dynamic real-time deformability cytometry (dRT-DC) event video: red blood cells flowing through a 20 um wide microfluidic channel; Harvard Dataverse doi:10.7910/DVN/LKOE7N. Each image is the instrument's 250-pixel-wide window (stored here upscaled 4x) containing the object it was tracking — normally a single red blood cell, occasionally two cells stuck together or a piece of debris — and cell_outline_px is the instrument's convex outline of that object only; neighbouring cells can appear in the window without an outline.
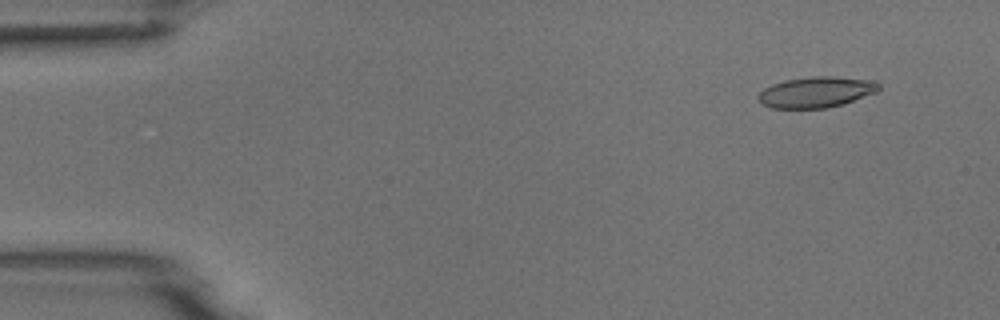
{"species": "common noctule bat (a hibernating species)", "species_latin": "Nyctalus noctula", "temperature_condition": "room temperature", "stored_images_in_passage": 53, "camera_frame_rate_fps": 3000, "um_per_image_px": 0.085, "animal": {"sex": "male", "body_mass_g": 18.8}, "frame": {"image": 1, "passage_image": 5, "time_ms": 1.333, "image_size_px": [1000, 320], "cell_outline_px": [[880, 88], [876, 92], [844, 104], [824, 108], [772, 108], [760, 104], [756, 96], [764, 88], [772, 84], [784, 80], [812, 76], [832, 76], [876, 80], [880, 84]], "centroid_in_image_um": [69.37, 7.82], "position_along_channel_um": 15.6, "area_um2": 21.91}}
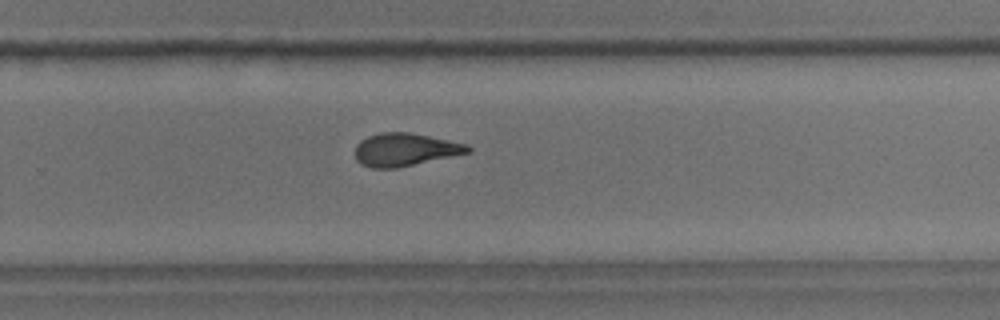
{"frame": {"image": 2, "passage_image": 35, "time_ms": 11.333, "image_size_px": [1000, 320], "cell_outline_px": [[472, 152], [396, 168], [372, 168], [360, 164], [356, 160], [356, 144], [360, 140], [368, 136], [380, 132], [408, 132], [468, 144], [472, 148]], "centroid_in_image_um": [34.42, 12.72], "position_along_channel_um": 295.4, "area_um2": 21.62}}
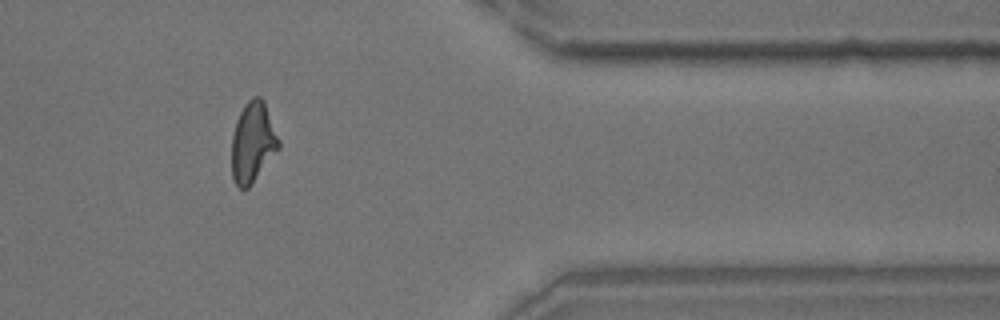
{"frame": {"image": 3, "passage_image": 44, "time_ms": 14.333, "image_size_px": [1000, 320], "cell_outline_px": [[280, 148], [252, 184], [248, 188], [240, 188], [236, 184], [232, 176], [232, 136], [236, 120], [244, 104], [252, 96], [260, 96], [264, 100], [280, 140]], "centroid_in_image_um": [21.5, 12.08], "position_along_channel_um": 389.9, "area_um2": 22.2}}